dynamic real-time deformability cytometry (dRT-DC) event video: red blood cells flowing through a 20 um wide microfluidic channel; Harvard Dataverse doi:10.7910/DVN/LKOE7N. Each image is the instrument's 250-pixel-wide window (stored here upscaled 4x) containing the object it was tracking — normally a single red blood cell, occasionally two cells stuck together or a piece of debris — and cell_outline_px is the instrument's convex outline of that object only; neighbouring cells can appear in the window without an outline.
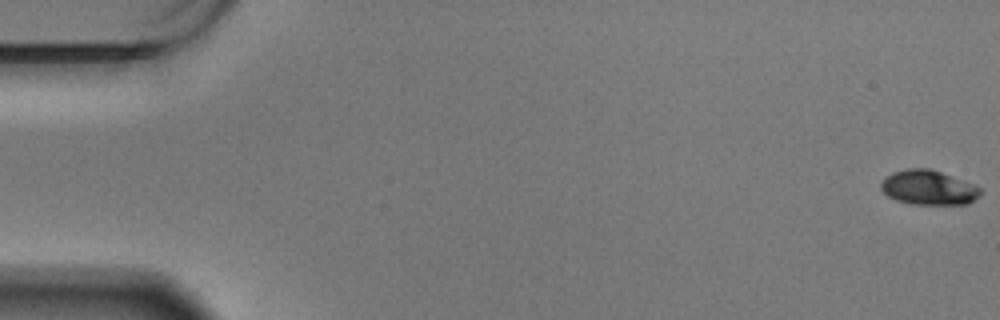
{"species": "Egyptian fruit bat (a non-hibernating species)", "species_latin": "Rousettus aegyptiacus", "temperature_condition": "warm", "stored_images_in_passage": 60, "camera_frame_rate_fps": 3000, "um_per_image_px": 0.085, "animal": {"sex": "male"}, "frame": {"image": 1, "passage_image": 1, "time_ms": 0.0, "image_size_px": [1000, 320], "cell_outline_px": [[980, 196], [968, 204], [912, 204], [896, 200], [888, 196], [880, 188], [880, 184], [884, 176], [892, 172], [908, 168], [928, 168], [976, 184], [980, 188]], "centroid_in_image_um": [78.91, 15.94], "position_along_channel_um": 6.1, "area_um2": 20.17}}
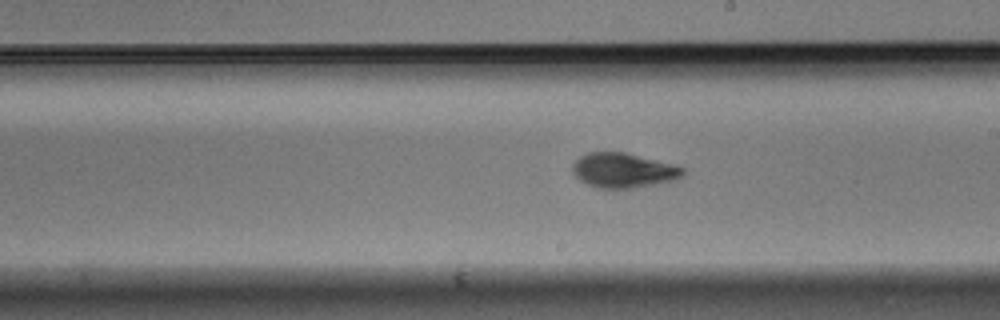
{"frame": {"image": 2, "passage_image": 35, "time_ms": 11.333, "image_size_px": [1000, 320], "cell_outline_px": [[684, 172], [680, 176], [672, 180], [632, 188], [596, 188], [580, 180], [572, 172], [572, 164], [580, 156], [588, 152], [624, 152], [676, 164], [684, 168]], "centroid_in_image_um": [52.96, 14.46], "position_along_channel_um": 236.0, "area_um2": 22.2}}
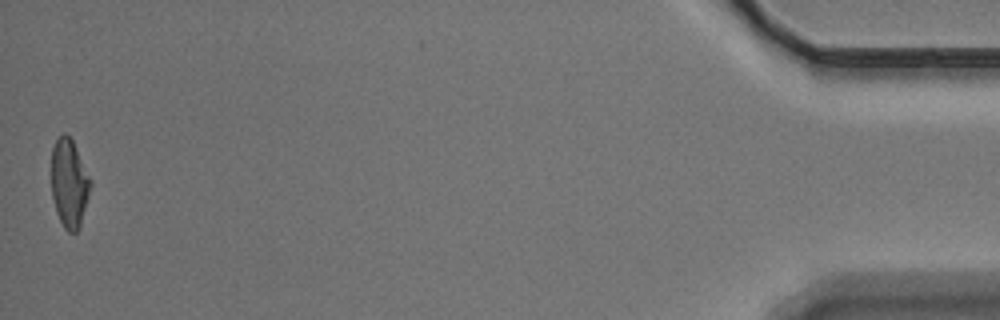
{"frame": {"image": 3, "passage_image": 60, "time_ms": 19.667, "image_size_px": [1000, 320], "cell_outline_px": [[92, 184], [80, 228], [76, 232], [68, 232], [64, 228], [56, 212], [52, 196], [52, 148], [56, 140], [64, 132], [72, 140], [92, 180]], "centroid_in_image_um": [5.9, 15.61], "position_along_channel_um": 429.3, "area_um2": 20.17}, "authors_computed_cell_mechanics": {"area_um2": 21.1837, "velocity_mm_per_s": 3.4229, "shape_relaxation_time_tau1_ms": 5.1447, "shape_relaxation_time_tau2_ms": 1.7743, "deformation_change_tau1": 0.1744, "deformation_change_tau2": 0.0703}}